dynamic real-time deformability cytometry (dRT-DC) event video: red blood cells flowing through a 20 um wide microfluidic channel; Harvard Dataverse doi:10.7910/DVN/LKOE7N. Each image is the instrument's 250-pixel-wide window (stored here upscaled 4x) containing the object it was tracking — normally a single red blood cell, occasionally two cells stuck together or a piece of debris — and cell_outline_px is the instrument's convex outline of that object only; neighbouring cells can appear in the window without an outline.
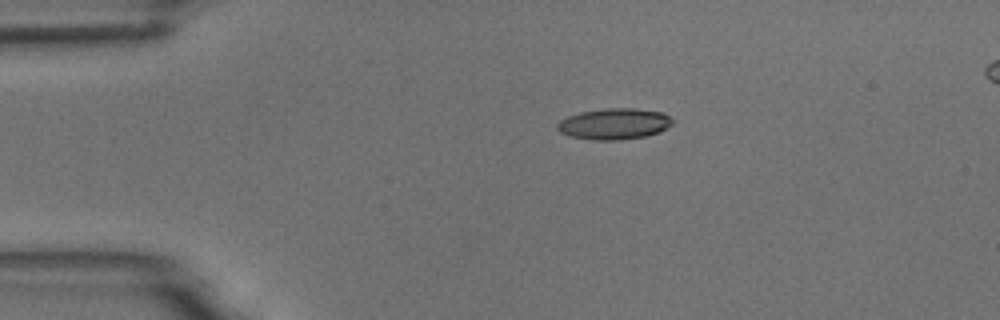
{"species": "common noctule bat (a hibernating species)", "species_latin": "Nyctalus noctula", "temperature_condition": "room temperature", "stored_images_in_passage": 5, "camera_frame_rate_fps": 3000, "um_per_image_px": 0.085, "animal": {"sex": "male", "body_mass_g": 18.8}, "frame": {"image": 1, "passage_image": 3, "time_ms": 2.333, "image_size_px": [1000, 320], "cell_outline_px": [[676, 120], [672, 124], [660, 132], [644, 136], [620, 140], [596, 140], [568, 136], [560, 132], [556, 128], [556, 124], [560, 120], [568, 116], [580, 112], [608, 108], [632, 108], [664, 112]], "centroid_in_image_um": [52.22, 10.52], "position_along_channel_um": 32.8, "area_um2": 21.04}}